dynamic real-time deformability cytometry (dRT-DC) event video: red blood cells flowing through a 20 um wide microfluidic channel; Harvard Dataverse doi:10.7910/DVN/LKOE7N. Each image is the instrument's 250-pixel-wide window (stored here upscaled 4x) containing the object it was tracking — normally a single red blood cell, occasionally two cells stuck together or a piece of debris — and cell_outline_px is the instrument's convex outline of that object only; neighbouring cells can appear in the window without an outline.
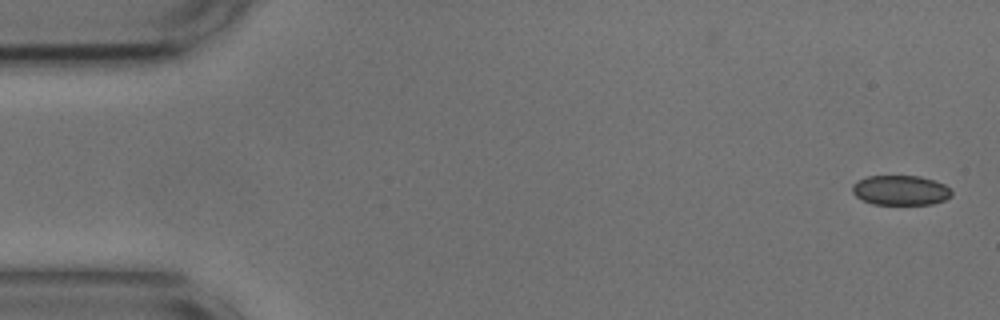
{"species": "common noctule bat (a hibernating species)", "species_latin": "Nyctalus noctula", "temperature_condition": "cold", "stored_images_in_passage": 54, "camera_frame_rate_fps": 3000, "um_per_image_px": 0.085, "animal": {"sex": "male", "body_mass_g": 17.9, "forearm_length_mm": 54.2}, "frame": {"image": 1, "passage_image": 1, "time_ms": 0.0, "image_size_px": [1000, 320], "cell_outline_px": [[952, 196], [944, 200], [932, 204], [872, 204], [856, 196], [852, 192], [852, 184], [868, 176], [920, 176], [944, 184], [952, 192]], "centroid_in_image_um": [76.55, 16.17], "position_along_channel_um": 8.5, "area_um2": 17.11}}
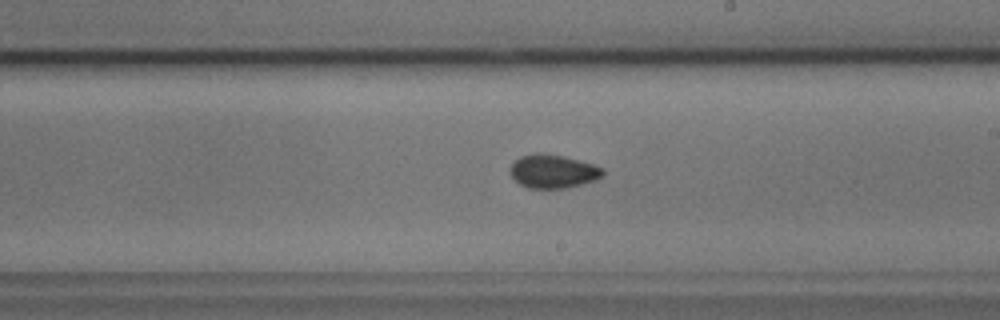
{"frame": {"image": 2, "passage_image": 30, "time_ms": 9.667, "image_size_px": [1000, 320], "cell_outline_px": [[604, 176], [596, 180], [568, 188], [528, 188], [520, 184], [508, 172], [508, 168], [520, 156], [532, 152], [544, 152], [564, 156], [592, 164], [604, 168]], "centroid_in_image_um": [47.0, 14.55], "position_along_channel_um": 242.0, "area_um2": 18.44}}
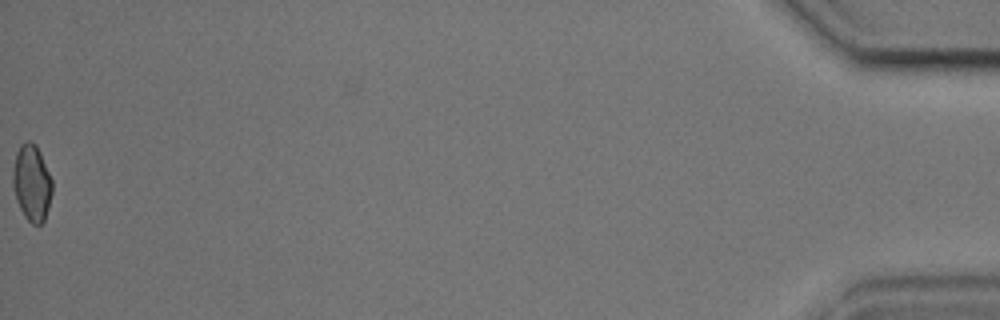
{"frame": {"image": 3, "passage_image": 54, "time_ms": 17.667, "image_size_px": [1000, 320], "cell_outline_px": [[52, 192], [48, 208], [44, 220], [40, 224], [32, 224], [24, 216], [16, 200], [12, 184], [12, 172], [16, 152], [20, 144], [28, 140], [32, 140], [36, 144], [40, 152], [52, 180]], "centroid_in_image_um": [2.69, 15.51], "position_along_channel_um": 432.5, "area_um2": 17.63}, "authors_computed_cell_mechanics": {"area_um2": 17.8602, "velocity_mm_per_s": 3.6541, "shape_relaxation_time_tau1_ms": 4.5517, "shape_relaxation_time_tau2_ms": 3.3276, "deformation_change_tau1": 0.0471, "deformation_change_tau2": 0.0579}}